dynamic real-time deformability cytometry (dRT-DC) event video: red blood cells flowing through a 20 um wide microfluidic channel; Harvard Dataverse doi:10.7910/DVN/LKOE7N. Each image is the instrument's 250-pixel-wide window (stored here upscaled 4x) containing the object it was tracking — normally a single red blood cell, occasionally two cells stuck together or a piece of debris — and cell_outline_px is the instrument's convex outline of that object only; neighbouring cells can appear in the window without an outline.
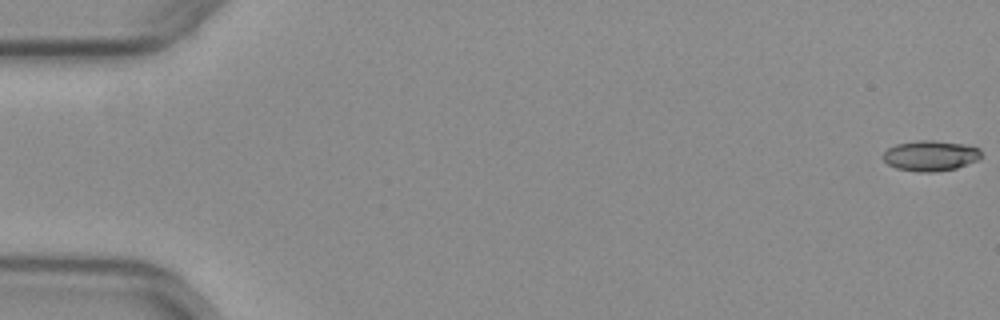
{"species": "common noctule bat (a hibernating species)", "species_latin": "Nyctalus noctula", "temperature_condition": "warm", "stored_images_in_passage": 53, "camera_frame_rate_fps": 3000, "um_per_image_px": 0.085, "animal": {"sex": "female", "body_mass_g": 29.2, "forearm_length_mm": 56.3}, "frame": {"image": 1, "passage_image": 1, "time_ms": 0.0, "image_size_px": [1000, 320], "cell_outline_px": [[984, 156], [976, 160], [956, 168], [932, 172], [920, 172], [896, 168], [888, 164], [880, 156], [888, 148], [896, 144], [920, 140], [932, 140], [964, 144], [980, 148]], "centroid_in_image_um": [79.09, 13.23], "position_along_channel_um": 5.9, "area_um2": 17.46}}
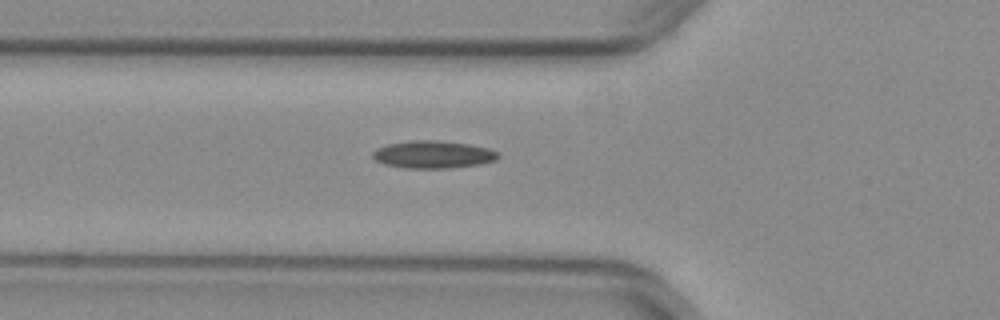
{"frame": {"image": 2, "passage_image": 20, "time_ms": 6.333, "image_size_px": [1000, 320], "cell_outline_px": [[500, 156], [496, 160], [480, 164], [448, 168], [404, 168], [384, 164], [376, 160], [372, 156], [372, 152], [376, 148], [388, 144], [412, 140], [432, 140], [468, 144], [488, 148], [496, 152]], "centroid_in_image_um": [36.79, 13.14], "position_along_channel_um": 89.0, "area_um2": 20.0}}
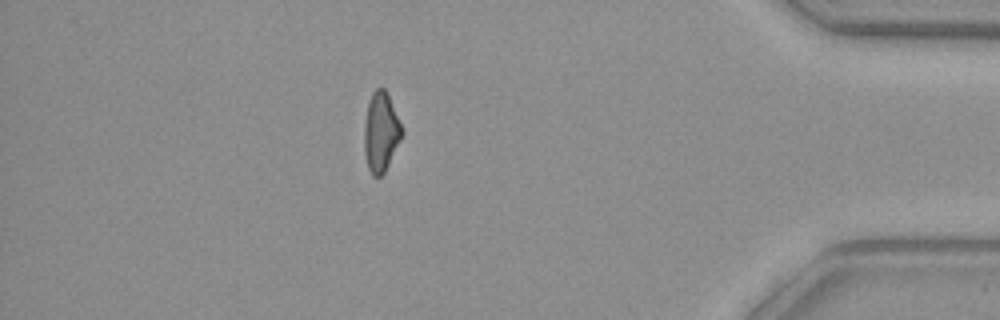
{"frame": {"image": 3, "passage_image": 47, "time_ms": 15.333, "image_size_px": [1000, 320], "cell_outline_px": [[404, 132], [384, 172], [380, 176], [372, 176], [368, 168], [364, 152], [364, 128], [368, 104], [372, 92], [376, 88], [384, 88], [388, 96]], "centroid_in_image_um": [32.36, 11.24], "position_along_channel_um": 402.8, "area_um2": 17.05}, "authors_computed_cell_mechanics": {"area_um2": 17.9758, "velocity_mm_per_s": 3.9727, "shape_relaxation_time_tau1_ms": null, "shape_relaxation_time_tau2_ms": 3.4081, "deformation_change_tau1": null, "deformation_change_tau2": 0.1169}}